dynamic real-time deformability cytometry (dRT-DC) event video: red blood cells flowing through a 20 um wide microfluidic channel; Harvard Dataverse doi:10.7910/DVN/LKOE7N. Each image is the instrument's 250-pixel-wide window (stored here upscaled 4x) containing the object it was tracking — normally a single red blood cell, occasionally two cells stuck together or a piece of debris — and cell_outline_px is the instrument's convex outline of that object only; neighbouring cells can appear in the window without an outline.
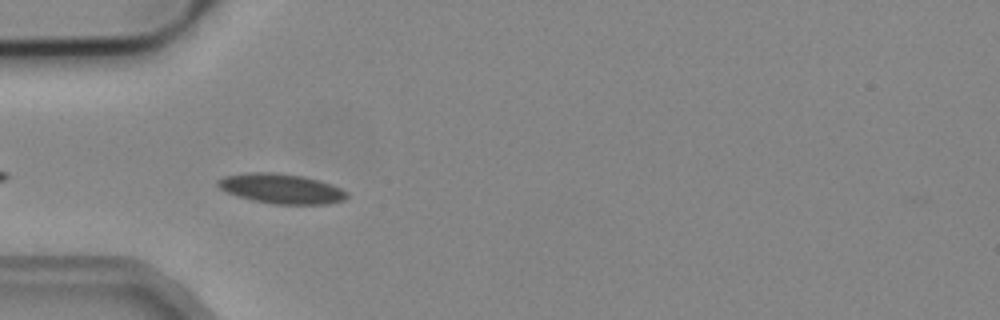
{"species": "common noctule bat (a hibernating species)", "species_latin": "Nyctalus noctula", "temperature_condition": "cold", "stored_images_in_passage": 6, "camera_frame_rate_fps": 3000, "um_per_image_px": 0.085, "animal": {"sex": "male", "body_mass_g": 19.2, "forearm_length_mm": 51.8}, "frame": {"image": 1, "passage_image": 4, "time_ms": 1.0, "image_size_px": [1000, 320], "cell_outline_px": [[348, 196], [344, 200], [324, 204], [272, 204], [252, 200], [228, 192], [220, 188], [216, 184], [216, 180], [224, 176], [256, 172], [276, 172], [304, 176], [320, 180], [332, 184], [348, 192]], "centroid_in_image_um": [23.94, 16.03], "position_along_channel_um": 61.1, "area_um2": 22.43}}